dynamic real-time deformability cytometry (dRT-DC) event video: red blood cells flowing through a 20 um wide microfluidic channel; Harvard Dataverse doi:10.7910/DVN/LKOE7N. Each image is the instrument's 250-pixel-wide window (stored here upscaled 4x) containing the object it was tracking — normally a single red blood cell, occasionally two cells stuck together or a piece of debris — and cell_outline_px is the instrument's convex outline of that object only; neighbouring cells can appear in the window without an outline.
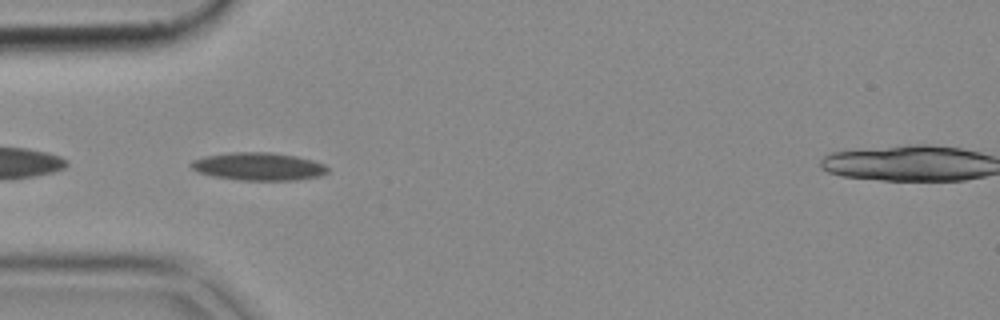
{"species": "common noctule bat (a hibernating species)", "species_latin": "Nyctalus noctula", "temperature_condition": "cold", "stored_images_in_passage": 40, "segment_of_instrument_passage": [1, 2], "camera_frame_rate_fps": 3000, "um_per_image_px": 0.085, "animal": {"sex": "female", "body_mass_g": 18.4}, "frame": {"image": 1, "passage_image": 2, "time_ms": 0.333, "image_size_px": [1000, 320], "cell_outline_px": [[328, 172], [320, 176], [296, 180], [240, 180], [212, 176], [200, 172], [192, 168], [188, 164], [192, 160], [204, 156], [232, 152], [272, 152], [296, 156], [312, 160], [324, 164], [328, 168]], "centroid_in_image_um": [21.97, 14.14], "position_along_channel_um": 63.0, "area_um2": 22.2}}
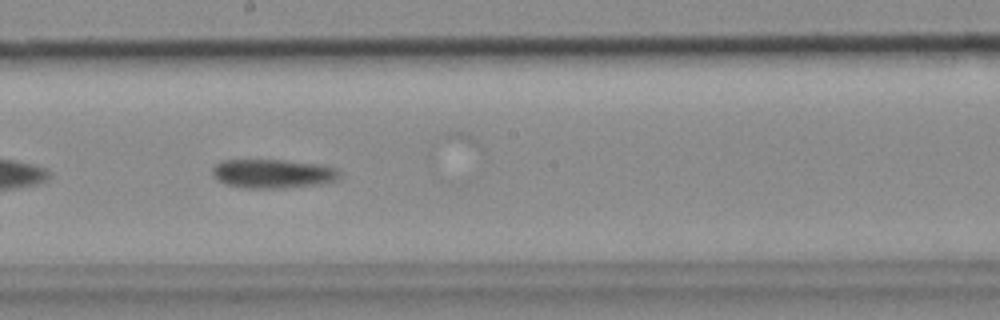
{"frame": {"image": 2, "passage_image": 15, "time_ms": 4.667, "image_size_px": [1000, 320], "cell_outline_px": [[340, 176], [336, 180], [320, 184], [284, 188], [240, 188], [216, 180], [212, 172], [212, 168], [216, 164], [224, 160], [284, 160], [320, 164], [336, 168], [340, 172]], "centroid_in_image_um": [23.19, 14.76], "position_along_channel_um": 225.0, "area_um2": 21.56}}
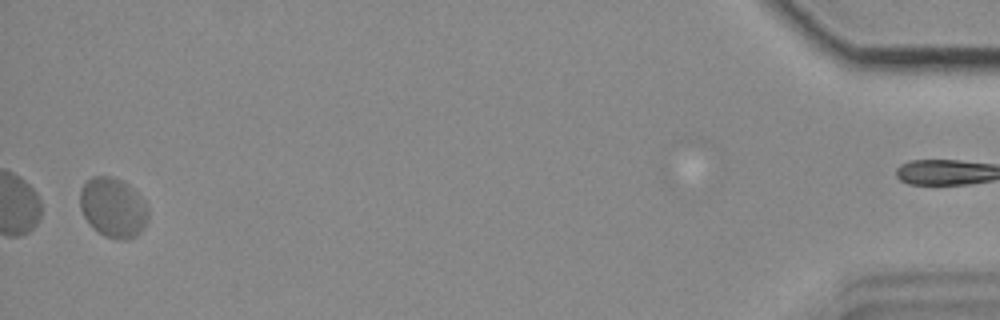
{"frame": {"image": 3, "passage_image": 38, "time_ms": 12.333, "image_size_px": [1000, 320], "cell_outline_px": [[148, 220], [144, 228], [136, 236], [124, 240], [116, 240], [104, 236], [92, 228], [88, 224], [80, 208], [80, 188], [92, 176], [112, 176], [128, 184], [136, 192], [144, 204], [148, 212]], "centroid_in_image_um": [9.58, 17.67], "position_along_channel_um": 425.6, "area_um2": 23.81}}